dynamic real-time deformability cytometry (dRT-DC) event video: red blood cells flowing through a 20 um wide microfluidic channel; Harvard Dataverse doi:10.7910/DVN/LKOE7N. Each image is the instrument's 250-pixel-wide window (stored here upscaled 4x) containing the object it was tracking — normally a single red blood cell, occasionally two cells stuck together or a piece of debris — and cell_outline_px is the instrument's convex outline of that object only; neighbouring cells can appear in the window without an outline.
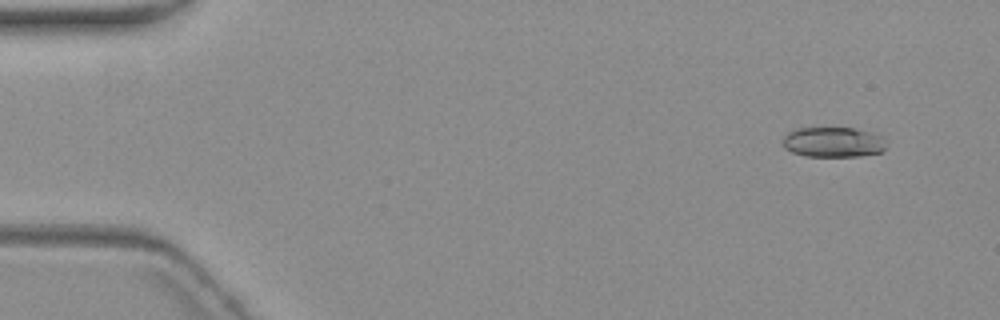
{"species": "common noctule bat (a hibernating species)", "species_latin": "Nyctalus noctula", "temperature_condition": "warm", "stored_images_in_passage": 4, "camera_frame_rate_fps": 3000, "um_per_image_px": 0.085, "animal": {"sex": "female", "body_mass_g": 19.3, "forearm_length_mm": 54.1}, "frame": {"image": 1, "passage_image": 1, "time_ms": 0.0, "image_size_px": [1000, 320], "cell_outline_px": [[884, 148], [880, 152], [860, 156], [804, 156], [792, 152], [784, 148], [784, 136], [788, 132], [796, 128], [856, 128], [884, 136]], "centroid_in_image_um": [70.81, 12.07], "position_along_channel_um": 14.2, "area_um2": 18.15}}
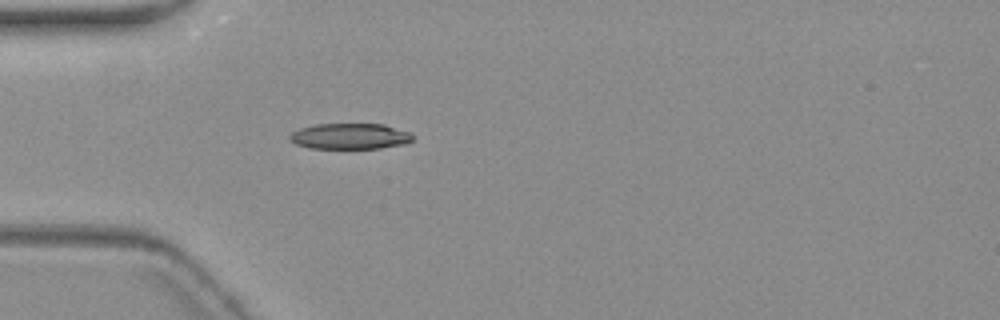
{"frame": {"image": 2, "passage_image": 4, "time_ms": 4.333, "image_size_px": [1000, 320], "cell_outline_px": [[412, 140], [404, 144], [380, 148], [308, 148], [296, 144], [288, 140], [288, 136], [292, 132], [300, 128], [316, 124], [384, 124], [412, 132]], "centroid_in_image_um": [29.73, 11.58], "position_along_channel_um": 55.3, "area_um2": 18.61}}